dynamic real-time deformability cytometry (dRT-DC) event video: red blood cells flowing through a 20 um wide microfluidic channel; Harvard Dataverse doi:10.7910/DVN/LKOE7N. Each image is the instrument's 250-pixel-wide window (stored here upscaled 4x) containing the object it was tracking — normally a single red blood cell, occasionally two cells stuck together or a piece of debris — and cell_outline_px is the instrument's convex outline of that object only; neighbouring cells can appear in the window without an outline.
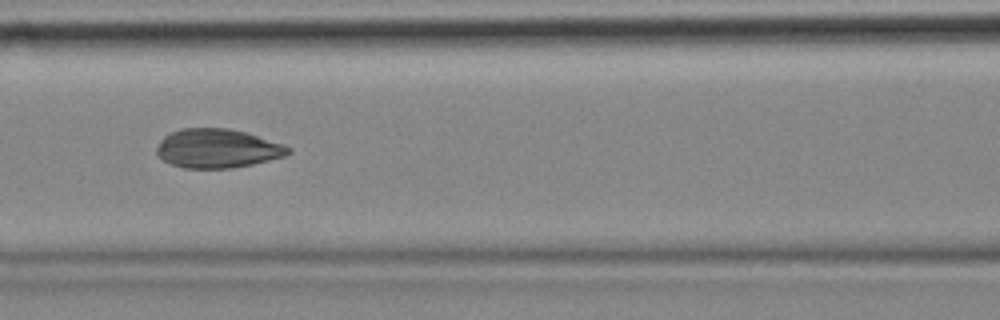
{"species": "common noctule bat (a hibernating species)", "species_latin": "Nyctalus noctula", "temperature_condition": "cold", "stored_images_in_passage": 5, "camera_frame_rate_fps": 3000, "um_per_image_px": 0.085, "animal": {"sex": "female", "body_mass_g": 18.4}, "frame": {"image": 1, "passage_image": 5, "time_ms": 1.333, "image_size_px": [1000, 320], "cell_outline_px": [[292, 152], [284, 156], [252, 164], [228, 168], [184, 168], [172, 164], [164, 160], [156, 152], [156, 148], [160, 140], [164, 136], [180, 128], [228, 128], [244, 132], [284, 144], [292, 148]], "centroid_in_image_um": [18.48, 12.61], "position_along_channel_um": 148.1, "area_um2": 29.71}}